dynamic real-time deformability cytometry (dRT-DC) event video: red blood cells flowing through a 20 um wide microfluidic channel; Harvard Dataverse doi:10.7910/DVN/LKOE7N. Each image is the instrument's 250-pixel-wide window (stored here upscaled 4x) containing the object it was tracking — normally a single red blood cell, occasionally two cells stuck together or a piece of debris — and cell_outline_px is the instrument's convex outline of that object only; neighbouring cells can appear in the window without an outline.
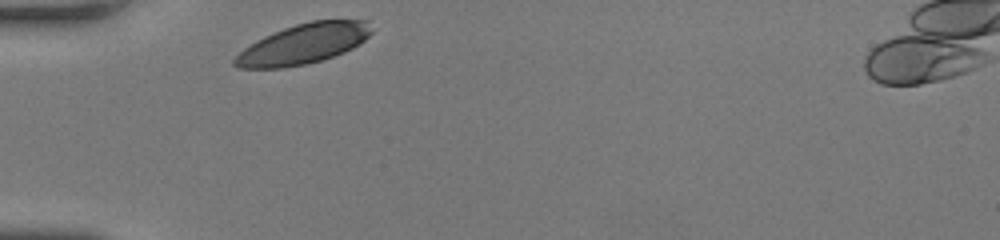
{"species": "human", "species_latin": "Homo sapiens", "temperature_condition": "room temperature", "stored_images_in_passage": 26, "camera_frame_rate_fps": 3000, "um_per_image_px": 0.085, "donor": {"sex": "female"}, "frame": {"image": 1, "passage_image": 1, "time_ms": 0.0, "image_size_px": [1000, 240], "cell_outline_px": [[376, 28], [360, 44], [344, 52], [308, 64], [280, 68], [236, 68], [232, 64], [232, 60], [244, 48], [256, 40], [264, 36], [284, 28], [296, 24], [312, 20], [364, 20]], "centroid_in_image_um": [25.79, 3.73], "position_along_channel_um": 59.2, "area_um2": 31.96}}
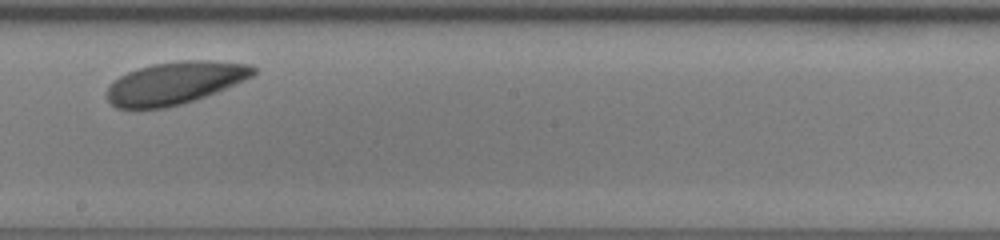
{"frame": {"image": 2, "passage_image": 15, "time_ms": 4.667, "image_size_px": [1000, 240], "cell_outline_px": [[256, 72], [252, 76], [244, 80], [216, 92], [196, 100], [164, 108], [116, 108], [108, 100], [108, 84], [112, 80], [128, 72], [152, 64], [180, 60], [208, 60], [248, 64], [256, 68]], "centroid_in_image_um": [14.86, 7.05], "position_along_channel_um": 233.3, "area_um2": 36.07}}
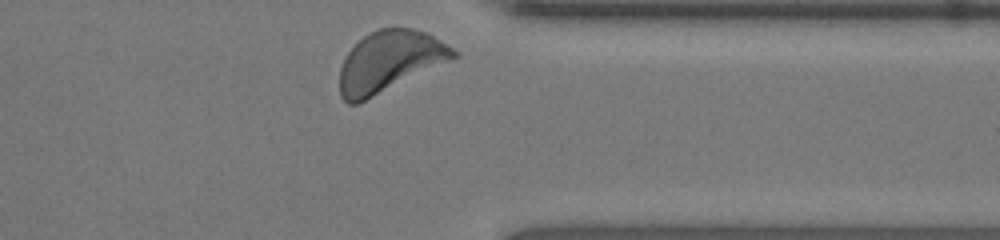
{"frame": {"image": 3, "passage_image": 26, "time_ms": 8.333, "image_size_px": [1000, 240], "cell_outline_px": [[456, 56], [356, 104], [348, 104], [340, 96], [340, 68], [348, 52], [368, 32], [376, 28], [412, 28], [424, 32], [432, 36], [452, 48], [456, 52]], "centroid_in_image_um": [33.03, 5.2], "position_along_channel_um": 378.4, "area_um2": 38.96}, "authors_computed_cell_mechanics": {"area_um2": 35.7204, "velocity_mm_per_s": 3.982, "shape_relaxation_time_tau1_ms": 0.4509, "shape_relaxation_time_tau2_ms": null, "deformation_change_tau1": 0.0418, "deformation_change_tau2": null}}